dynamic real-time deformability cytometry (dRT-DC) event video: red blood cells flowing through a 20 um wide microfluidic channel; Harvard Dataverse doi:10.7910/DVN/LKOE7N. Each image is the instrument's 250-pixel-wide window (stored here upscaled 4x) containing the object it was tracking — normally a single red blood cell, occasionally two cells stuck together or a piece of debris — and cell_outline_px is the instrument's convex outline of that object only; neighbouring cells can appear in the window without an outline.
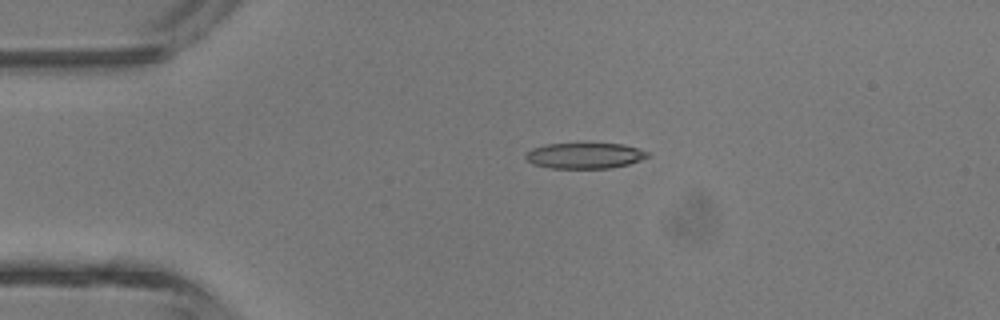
{"species": "common noctule bat (a hibernating species)", "species_latin": "Nyctalus noctula", "temperature_condition": "room temperature", "stored_images_in_passage": 36, "camera_frame_rate_fps": 3000, "um_per_image_px": 0.085, "animal": {"sex": "male", "body_mass_g": 13.3}, "frame": {"image": 1, "passage_image": 1, "time_ms": 0.0, "image_size_px": [1000, 320], "cell_outline_px": [[648, 156], [640, 160], [628, 164], [612, 168], [552, 168], [532, 164], [524, 156], [532, 148], [548, 144], [624, 144], [648, 152]], "centroid_in_image_um": [49.69, 13.24], "position_along_channel_um": 35.3, "area_um2": 18.03}}
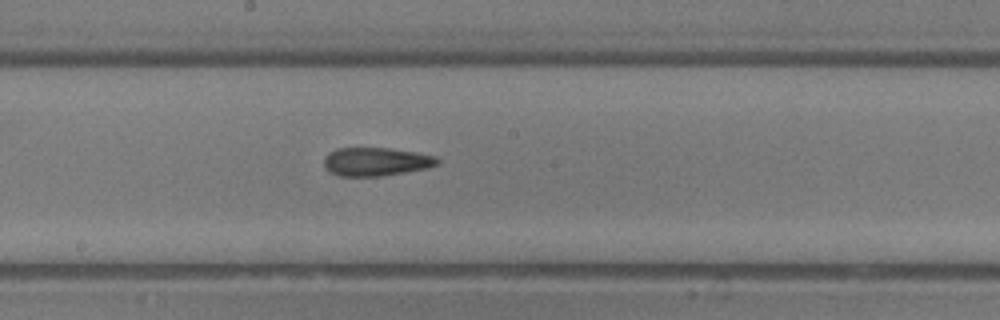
{"frame": {"image": 2, "passage_image": 15, "time_ms": 4.667, "image_size_px": [1000, 320], "cell_outline_px": [[440, 160], [436, 164], [428, 168], [380, 176], [340, 176], [328, 172], [324, 164], [324, 160], [328, 152], [336, 148], [388, 148], [416, 152], [436, 156]], "centroid_in_image_um": [31.94, 13.74], "position_along_channel_um": 216.3, "area_um2": 18.79}}
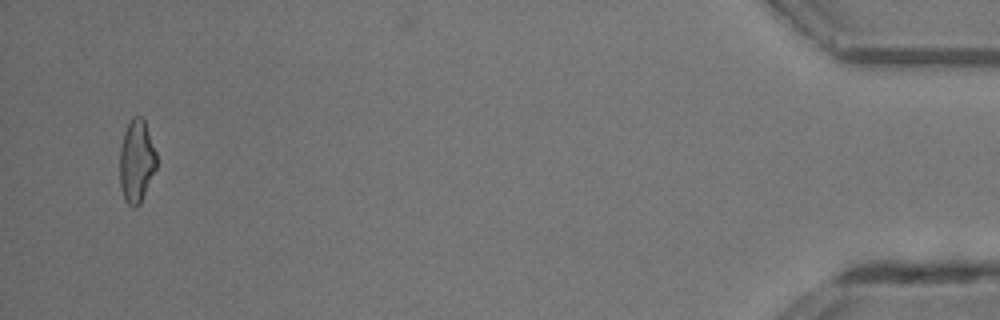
{"frame": {"image": 3, "passage_image": 34, "time_ms": 11.0, "image_size_px": [1000, 320], "cell_outline_px": [[156, 168], [140, 204], [136, 208], [132, 208], [124, 200], [120, 184], [120, 148], [124, 132], [132, 116], [144, 116], [156, 152]], "centroid_in_image_um": [11.61, 13.69], "position_along_channel_um": 423.6, "area_um2": 17.92}, "authors_computed_cell_mechanics": {"area_um2": 18.496, "velocity_mm_per_s": 4.6825, "shape_relaxation_time_tau1_ms": 9.4715, "shape_relaxation_time_tau2_ms": 1.8793, "deformation_change_tau1": 0.2683, "deformation_change_tau2": 0.1058}}